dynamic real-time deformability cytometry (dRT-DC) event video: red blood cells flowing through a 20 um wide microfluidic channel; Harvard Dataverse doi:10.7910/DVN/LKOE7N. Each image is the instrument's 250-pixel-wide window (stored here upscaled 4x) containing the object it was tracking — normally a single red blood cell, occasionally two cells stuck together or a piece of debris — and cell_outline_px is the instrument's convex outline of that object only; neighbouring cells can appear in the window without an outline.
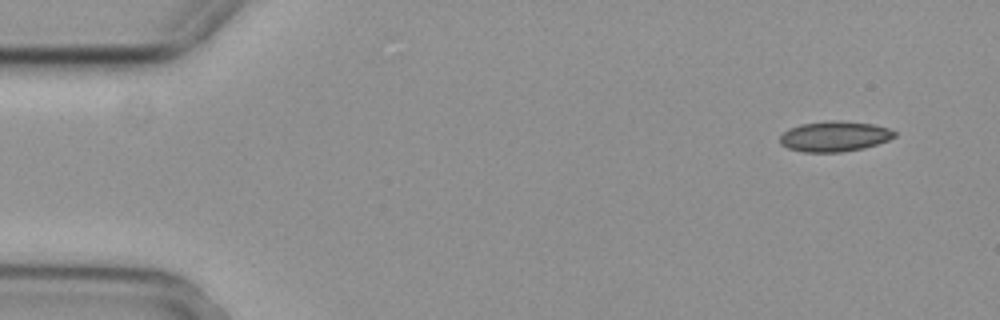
{"species": "common noctule bat (a hibernating species)", "species_latin": "Nyctalus noctula", "temperature_condition": "cold", "stored_images_in_passage": 6, "camera_frame_rate_fps": 3000, "um_per_image_px": 0.085, "animal": {"sex": "female", "body_mass_g": 29.2, "forearm_length_mm": 56.3}, "frame": {"image": 1, "passage_image": 1, "time_ms": 0.0, "image_size_px": [1000, 320], "cell_outline_px": [[896, 136], [888, 140], [864, 148], [840, 152], [804, 152], [788, 148], [780, 144], [780, 136], [788, 128], [800, 124], [832, 120], [836, 120], [872, 124], [888, 128], [896, 132]], "centroid_in_image_um": [70.91, 11.59], "position_along_channel_um": 14.1, "area_um2": 20.23}}
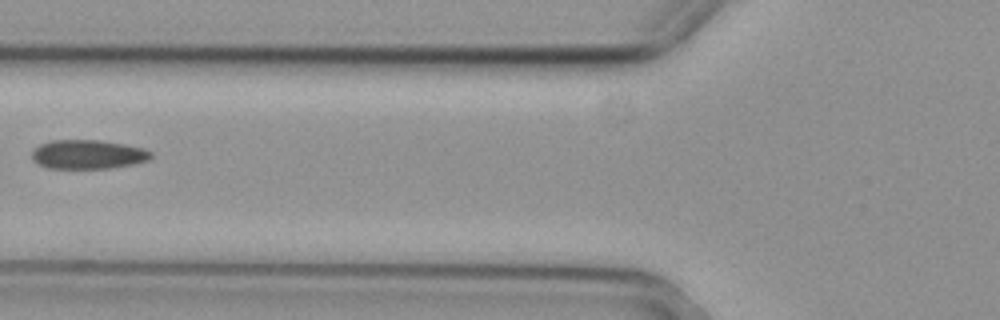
{"frame": {"image": 2, "passage_image": 5, "time_ms": 1.333, "image_size_px": [1000, 320], "cell_outline_px": [[152, 156], [148, 160], [132, 164], [112, 168], [44, 168], [32, 160], [32, 148], [40, 144], [52, 140], [100, 140], [124, 144], [144, 148], [152, 152]], "centroid_in_image_um": [7.44, 13.12], "position_along_channel_um": 118.4, "area_um2": 20.35}}